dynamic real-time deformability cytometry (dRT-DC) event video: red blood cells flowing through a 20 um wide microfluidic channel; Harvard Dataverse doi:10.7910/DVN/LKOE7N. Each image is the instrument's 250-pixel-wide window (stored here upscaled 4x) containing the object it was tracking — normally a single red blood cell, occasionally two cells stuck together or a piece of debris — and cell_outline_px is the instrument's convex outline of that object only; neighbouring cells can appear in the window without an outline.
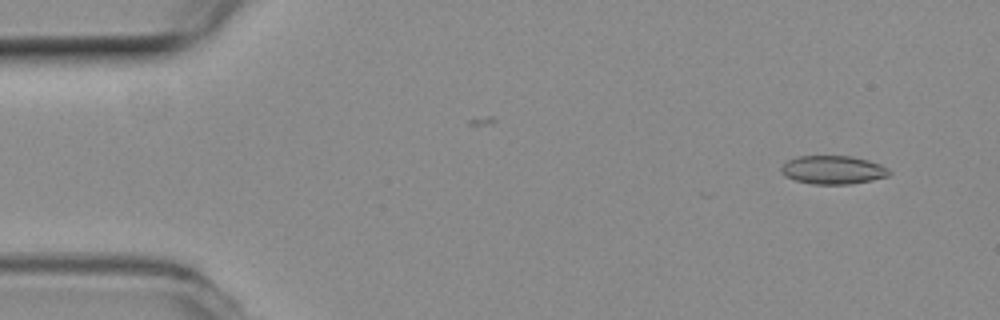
{"species": "common noctule bat (a hibernating species)", "species_latin": "Nyctalus noctula", "temperature_condition": "room temperature", "stored_images_in_passage": 15, "camera_frame_rate_fps": 3000, "um_per_image_px": 0.085, "animal": {"sex": "female", "body_mass_g": 19.3, "forearm_length_mm": 54.1}, "frame": {"image": 1, "passage_image": 4, "time_ms": 1.0, "image_size_px": [1000, 320], "cell_outline_px": [[892, 172], [888, 176], [872, 180], [848, 184], [812, 184], [796, 180], [784, 176], [780, 172], [780, 168], [788, 160], [796, 156], [852, 156], [868, 160], [880, 164], [888, 168]], "centroid_in_image_um": [70.8, 14.43], "position_along_channel_um": 14.2, "area_um2": 17.98}}
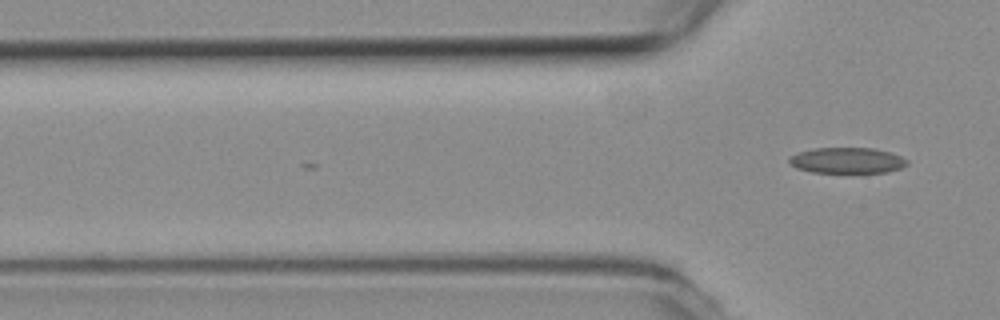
{"frame": {"image": 2, "passage_image": 15, "time_ms": 4.667, "image_size_px": [1000, 320], "cell_outline_px": [[908, 164], [900, 168], [888, 172], [812, 172], [796, 168], [788, 160], [796, 152], [812, 148], [872, 148], [888, 152], [900, 156], [908, 160]], "centroid_in_image_um": [71.99, 13.63], "position_along_channel_um": 53.8, "area_um2": 17.57}}